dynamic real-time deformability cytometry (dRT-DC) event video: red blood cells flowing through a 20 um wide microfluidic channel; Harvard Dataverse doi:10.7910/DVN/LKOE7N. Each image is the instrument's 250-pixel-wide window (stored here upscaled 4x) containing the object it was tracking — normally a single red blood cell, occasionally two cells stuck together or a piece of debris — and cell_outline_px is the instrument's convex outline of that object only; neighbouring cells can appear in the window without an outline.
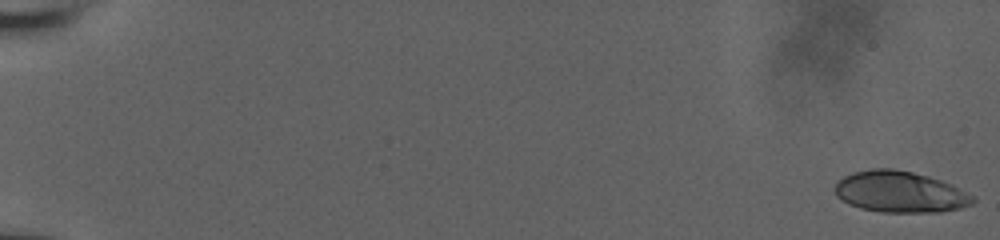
{"species": "human", "species_latin": "Homo sapiens", "temperature_condition": "room temperature", "stored_images_in_passage": 56, "camera_frame_rate_fps": 3000, "um_per_image_px": 0.085, "donor": {"sex": "male"}, "frame": {"image": 1, "passage_image": 1, "time_ms": 0.0, "image_size_px": [1000, 240], "cell_outline_px": [[976, 200], [972, 204], [960, 208], [940, 212], [880, 212], [860, 208], [848, 204], [836, 196], [836, 180], [852, 172], [872, 168], [892, 168], [912, 172], [928, 176], [940, 180], [976, 196]], "centroid_in_image_um": [76.49, 16.31], "position_along_channel_um": 8.5, "area_um2": 33.29}}
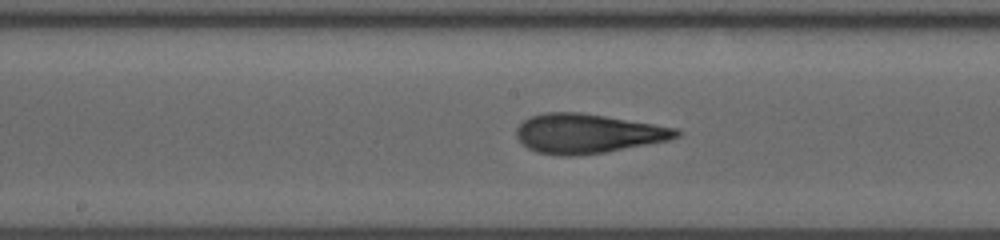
{"frame": {"image": 2, "passage_image": 32, "time_ms": 10.333, "image_size_px": [1000, 240], "cell_outline_px": [[684, 132], [680, 136], [668, 140], [648, 144], [604, 152], [576, 156], [560, 156], [536, 152], [528, 148], [516, 136], [516, 128], [524, 120], [532, 116], [544, 112], [580, 112], [680, 128]], "centroid_in_image_um": [49.98, 11.35], "position_along_channel_um": 198.2, "area_um2": 36.82}}
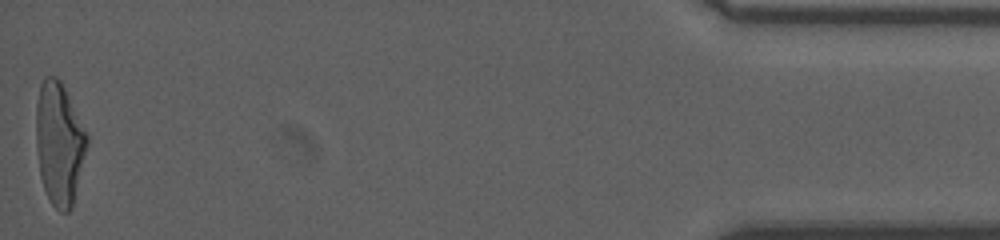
{"frame": {"image": 3, "passage_image": 56, "time_ms": 18.333, "image_size_px": [1000, 240], "cell_outline_px": [[88, 144], [72, 208], [68, 212], [60, 212], [52, 204], [44, 188], [40, 176], [36, 148], [36, 104], [40, 84], [44, 76], [56, 76], [60, 80], [88, 136]], "centroid_in_image_um": [5.02, 12.2], "position_along_channel_um": 430.2, "area_um2": 36.24}, "authors_computed_cell_mechanics": {"area_um2": 35.0268, "velocity_mm_per_s": 3.9523, "shape_relaxation_time_tau1_ms": 6.0218, "shape_relaxation_time_tau2_ms": 1.04, "deformation_change_tau1": 0.2504, "deformation_change_tau2": 0.0933}}